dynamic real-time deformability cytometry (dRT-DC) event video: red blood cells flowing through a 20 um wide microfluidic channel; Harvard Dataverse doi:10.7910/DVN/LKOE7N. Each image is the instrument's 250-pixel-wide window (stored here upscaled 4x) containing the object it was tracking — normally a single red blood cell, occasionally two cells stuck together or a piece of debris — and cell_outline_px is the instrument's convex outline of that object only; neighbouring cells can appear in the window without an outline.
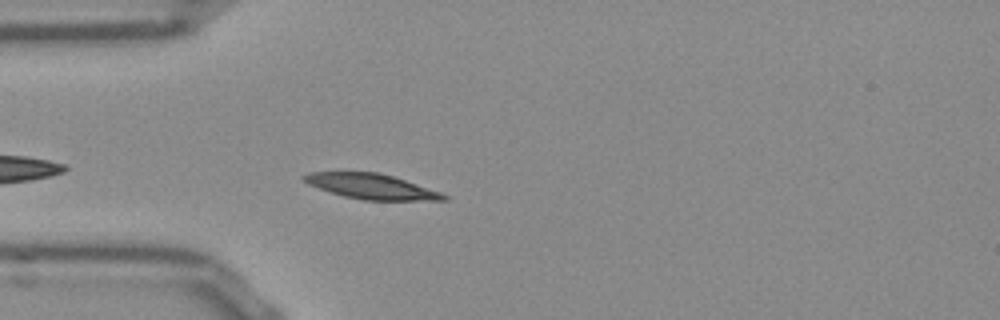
{"species": "Egyptian fruit bat (a non-hibernating species)", "species_latin": "Rousettus aegyptiacus", "temperature_condition": "room temperature", "stored_images_in_passage": 29, "camera_frame_rate_fps": 3000, "um_per_image_px": 0.085, "frame": {"image": 1, "passage_image": 3, "time_ms": 0.667, "image_size_px": [1000, 320], "cell_outline_px": [[448, 200], [364, 200], [344, 196], [308, 184], [300, 176], [312, 172], [380, 172], [440, 192], [448, 196]], "centroid_in_image_um": [31.56, 15.84], "position_along_channel_um": 53.4, "area_um2": 20.11}}
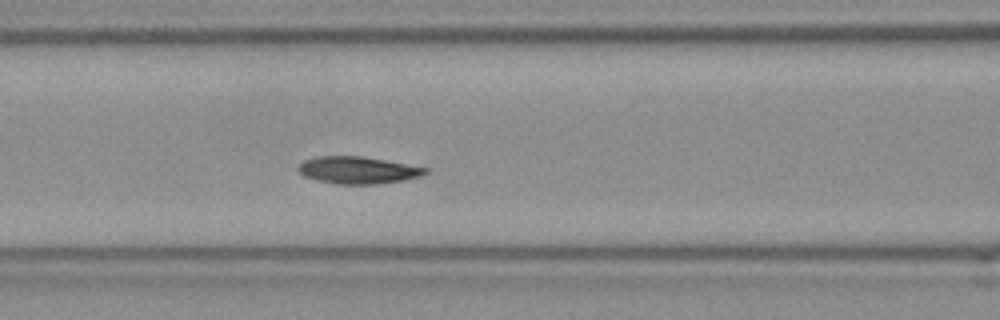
{"frame": {"image": 2, "passage_image": 10, "time_ms": 3.0, "image_size_px": [1000, 320], "cell_outline_px": [[428, 172], [420, 176], [404, 180], [380, 184], [336, 184], [316, 180], [304, 176], [296, 168], [304, 160], [316, 156], [360, 156], [384, 160], [428, 168]], "centroid_in_image_um": [30.39, 14.47], "position_along_channel_um": 136.2, "area_um2": 20.06}}
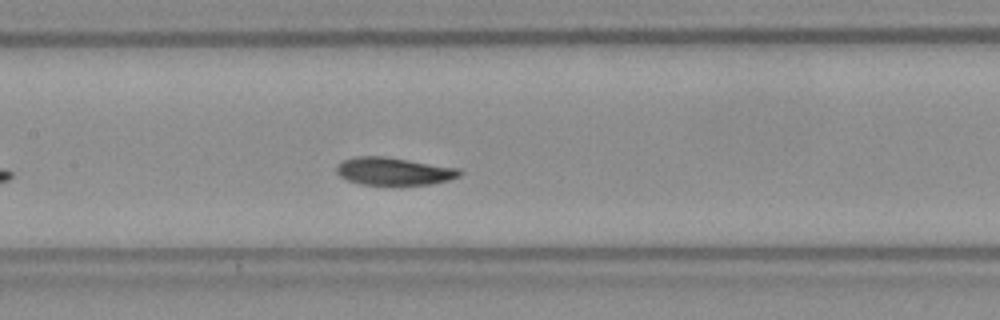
{"frame": {"image": 3, "passage_image": 13, "time_ms": 4.0, "image_size_px": [1000, 320], "cell_outline_px": [[464, 172], [460, 176], [448, 180], [432, 184], [360, 184], [348, 180], [340, 176], [336, 172], [336, 164], [344, 160], [356, 156], [384, 156], [460, 168]], "centroid_in_image_um": [33.49, 14.54], "position_along_channel_um": 173.9, "area_um2": 19.83}, "authors_computed_cell_mechanics": {"area_um2": 20.4034, "velocity_mm_per_s": 3.7676, "shape_relaxation_time_tau1_ms": 2.1549, "shape_relaxation_time_tau2_ms": 1.3186, "deformation_change_tau1": 0.0965, "deformation_change_tau2": 0.0515}}